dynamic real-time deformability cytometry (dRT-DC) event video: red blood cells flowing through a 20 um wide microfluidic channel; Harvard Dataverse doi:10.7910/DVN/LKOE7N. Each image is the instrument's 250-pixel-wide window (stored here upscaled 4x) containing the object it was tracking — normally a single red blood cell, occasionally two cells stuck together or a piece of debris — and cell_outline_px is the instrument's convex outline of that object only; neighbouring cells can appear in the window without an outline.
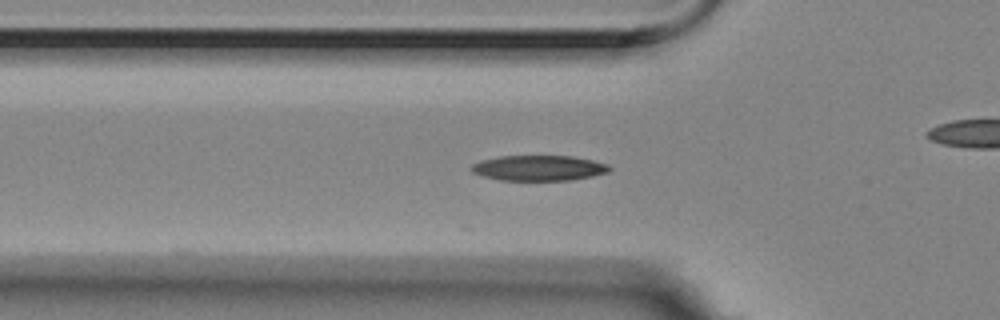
{"species": "Egyptian fruit bat (a non-hibernating species)", "species_latin": "Rousettus aegyptiacus", "temperature_condition": "room temperature", "stored_images_in_passage": 43, "camera_frame_rate_fps": 3000, "um_per_image_px": 0.085, "animal": {"sex": "female"}, "frame": {"image": 1, "passage_image": 4, "time_ms": 1.0, "image_size_px": [1000, 320], "cell_outline_px": [[612, 168], [608, 172], [592, 176], [572, 180], [500, 180], [484, 176], [472, 172], [468, 168], [472, 164], [480, 160], [500, 156], [572, 156], [592, 160], [608, 164]], "centroid_in_image_um": [45.78, 14.28], "position_along_channel_um": 80.0, "area_um2": 20.46}}
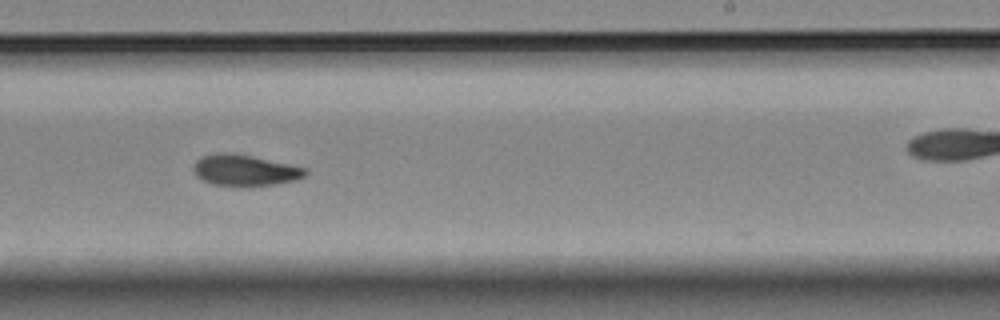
{"frame": {"image": 2, "passage_image": 20, "time_ms": 6.333, "image_size_px": [1000, 320], "cell_outline_px": [[308, 172], [304, 176], [296, 180], [280, 184], [252, 188], [212, 184], [200, 180], [196, 176], [192, 168], [196, 160], [200, 156], [224, 152], [232, 152], [252, 156], [308, 168]], "centroid_in_image_um": [20.81, 14.5], "position_along_channel_um": 268.2, "area_um2": 21.04}}
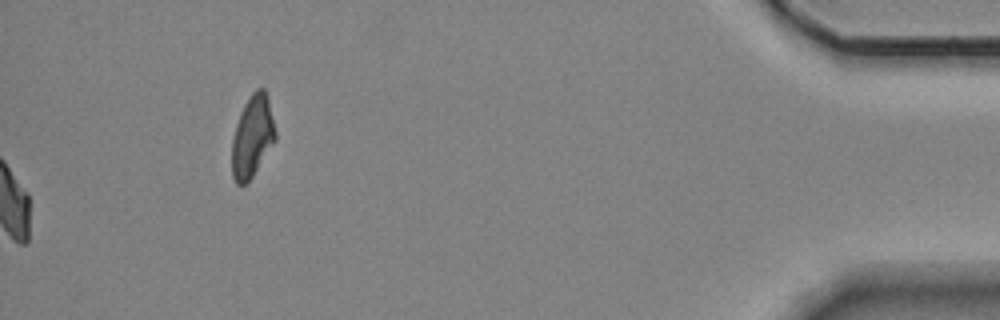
{"frame": {"image": 3, "passage_image": 43, "time_ms": 14.0, "image_size_px": [1000, 320], "cell_outline_px": [[276, 140], [252, 176], [244, 184], [236, 184], [232, 176], [232, 140], [236, 124], [240, 112], [244, 104], [252, 92], [256, 88], [264, 88], [268, 96], [276, 132]], "centroid_in_image_um": [21.45, 11.56], "position_along_channel_um": 413.7, "area_um2": 20.69}, "authors_computed_cell_mechanics": {"area_um2": 20.1722, "velocity_mm_per_s": 3.5164, "shape_relaxation_time_tau1_ms": 5.1087, "shape_relaxation_time_tau2_ms": 4.7904, "deformation_change_tau1": 0.1618, "deformation_change_tau2": 0.0968}}